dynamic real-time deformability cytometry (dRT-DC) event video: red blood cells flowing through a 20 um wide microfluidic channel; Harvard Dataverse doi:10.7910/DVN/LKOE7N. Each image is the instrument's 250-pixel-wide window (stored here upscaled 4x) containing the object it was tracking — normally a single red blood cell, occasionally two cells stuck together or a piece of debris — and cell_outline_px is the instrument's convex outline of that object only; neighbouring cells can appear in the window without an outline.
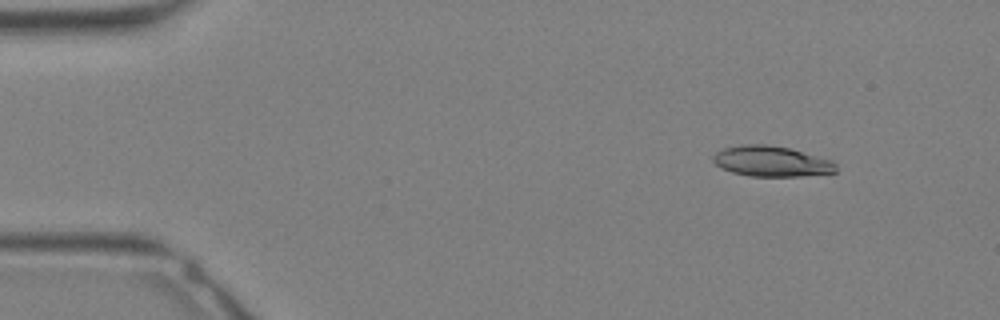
{"species": "Egyptian fruit bat (a non-hibernating species)", "species_latin": "Rousettus aegyptiacus", "temperature_condition": "warm", "stored_images_in_passage": 31, "segment_of_instrument_passage": [1, 2], "camera_frame_rate_fps": 3000, "um_per_image_px": 0.085, "animal": {"sex": "female"}, "frame": {"image": 1, "passage_image": 1, "time_ms": 0.0, "image_size_px": [1000, 320], "cell_outline_px": [[836, 172], [800, 176], [748, 176], [732, 172], [720, 168], [712, 160], [712, 156], [716, 152], [724, 148], [740, 144], [764, 144], [788, 148], [832, 160], [836, 164]], "centroid_in_image_um": [65.53, 13.71], "position_along_channel_um": 19.5, "area_um2": 21.79}}
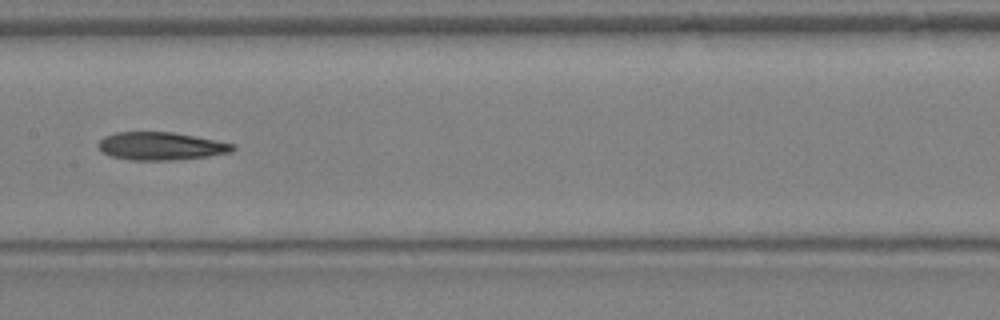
{"frame": {"image": 2, "passage_image": 14, "time_ms": 4.333, "image_size_px": [1000, 320], "cell_outline_px": [[236, 148], [232, 152], [208, 156], [172, 160], [128, 160], [112, 156], [104, 152], [100, 148], [100, 140], [104, 136], [116, 132], [172, 132], [196, 136], [236, 144]], "centroid_in_image_um": [13.73, 12.41], "position_along_channel_um": 193.7, "area_um2": 21.79}}
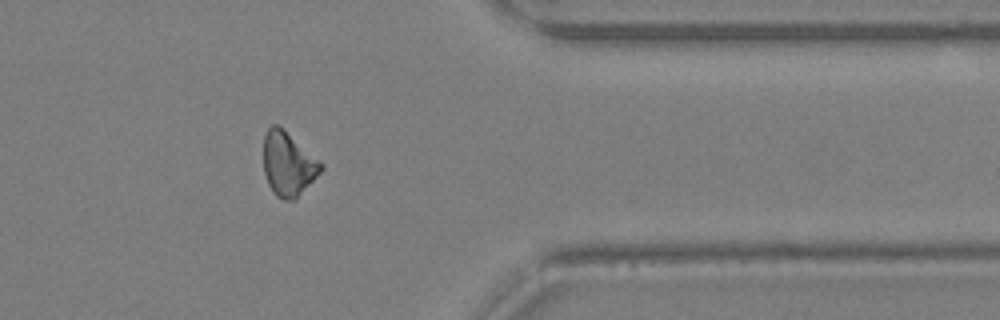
{"frame": {"image": 3, "passage_image": 24, "time_ms": 7.667, "image_size_px": [1000, 320], "cell_outline_px": [[324, 168], [296, 200], [284, 200], [276, 196], [272, 192], [268, 184], [264, 172], [264, 136], [268, 128], [272, 124], [276, 124], [284, 128], [320, 160], [324, 164]], "centroid_in_image_um": [24.51, 13.94], "position_along_channel_um": 386.9, "area_um2": 21.73}}